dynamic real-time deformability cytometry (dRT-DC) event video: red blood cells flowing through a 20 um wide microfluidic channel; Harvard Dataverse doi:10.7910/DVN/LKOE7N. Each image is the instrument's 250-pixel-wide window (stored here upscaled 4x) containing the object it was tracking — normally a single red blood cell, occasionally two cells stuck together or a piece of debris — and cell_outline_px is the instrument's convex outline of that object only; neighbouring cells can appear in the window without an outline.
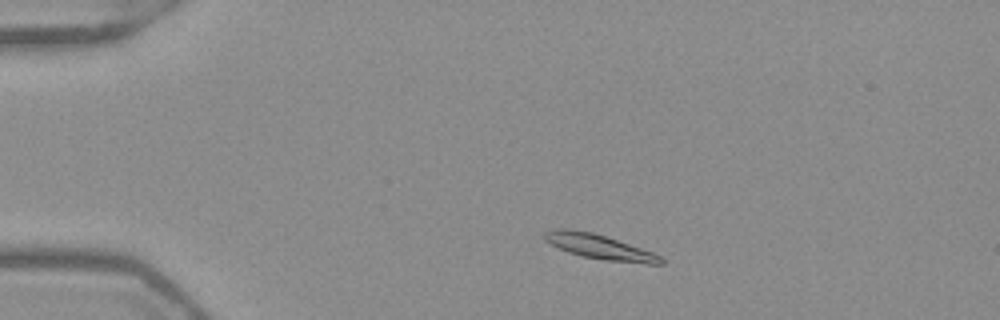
{"species": "Egyptian fruit bat (a non-hibernating species)", "species_latin": "Rousettus aegyptiacus", "temperature_condition": "warm", "stored_images_in_passage": 48, "camera_frame_rate_fps": 3000, "um_per_image_px": 0.085, "frame": {"image": 1, "passage_image": 6, "time_ms": 1.667, "image_size_px": [1000, 320], "cell_outline_px": [[664, 264], [648, 264], [604, 260], [584, 256], [568, 252], [544, 240], [544, 232], [552, 228], [572, 228], [592, 232], [652, 252], [660, 256], [664, 260]], "centroid_in_image_um": [50.92, 20.97], "position_along_channel_um": 34.1, "area_um2": 16.59}}
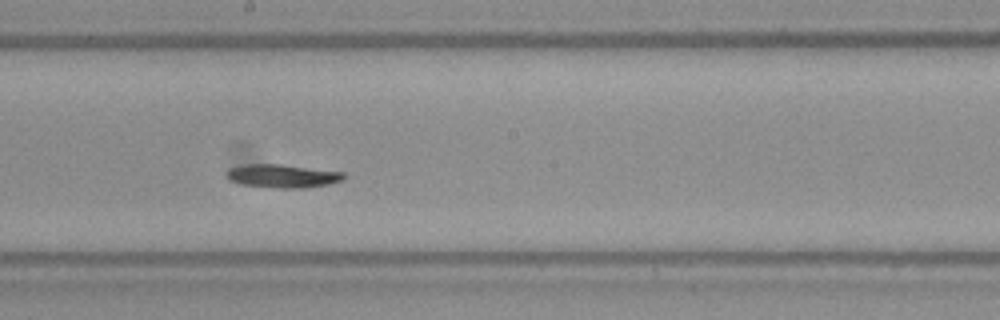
{"frame": {"image": 2, "passage_image": 25, "time_ms": 8.0, "image_size_px": [1000, 320], "cell_outline_px": [[344, 180], [328, 184], [304, 188], [272, 188], [244, 184], [232, 180], [228, 176], [228, 168], [240, 164], [280, 164], [344, 172]], "centroid_in_image_um": [24.04, 14.95], "position_along_channel_um": 224.2, "area_um2": 15.84}}
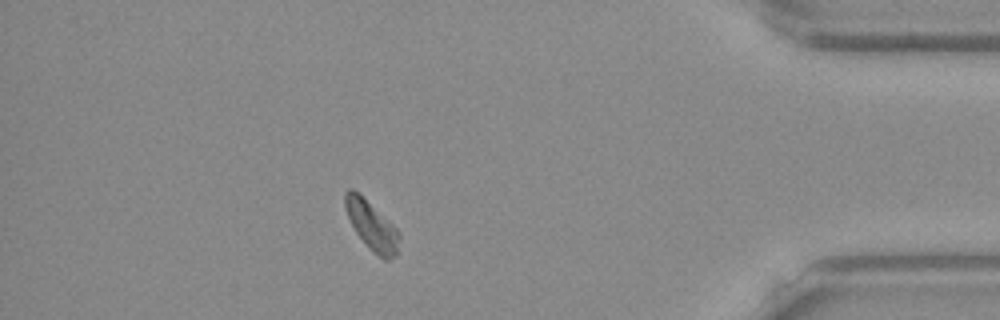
{"frame": {"image": 3, "passage_image": 42, "time_ms": 13.667, "image_size_px": [1000, 320], "cell_outline_px": [[400, 240], [396, 256], [388, 260], [384, 260], [356, 232], [344, 208], [344, 192], [348, 188], [352, 188], [388, 220], [400, 232]], "centroid_in_image_um": [31.6, 19.15], "position_along_channel_um": 403.6, "area_um2": 14.85}, "authors_computed_cell_mechanics": {"area_um2": 15.7505, "velocity_mm_per_s": 3.8684, "shape_relaxation_time_tau1_ms": 7.1842, "shape_relaxation_time_tau2_ms": null, "deformation_change_tau1": 0.1575, "deformation_change_tau2": null}}